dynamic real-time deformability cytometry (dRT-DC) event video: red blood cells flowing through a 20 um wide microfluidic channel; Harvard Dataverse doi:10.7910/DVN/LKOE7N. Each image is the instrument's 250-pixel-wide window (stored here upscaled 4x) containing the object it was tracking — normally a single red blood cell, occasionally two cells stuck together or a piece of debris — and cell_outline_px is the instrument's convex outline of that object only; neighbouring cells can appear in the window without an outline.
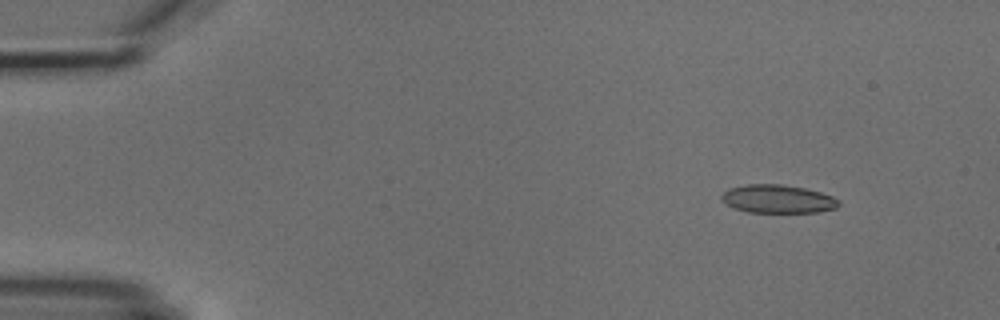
{"species": "common noctule bat (a hibernating species)", "species_latin": "Nyctalus noctula", "temperature_condition": "cold", "stored_images_in_passage": 4, "camera_frame_rate_fps": 3000, "um_per_image_px": 0.085, "animal": {"sex": "male", "body_mass_g": 18.8}, "frame": {"image": 1, "passage_image": 2, "time_ms": 1.0, "image_size_px": [1000, 320], "cell_outline_px": [[840, 204], [836, 208], [820, 212], [748, 212], [736, 208], [720, 200], [720, 196], [728, 188], [748, 184], [780, 184], [804, 188], [820, 192], [832, 196], [840, 200]], "centroid_in_image_um": [66.12, 16.91], "position_along_channel_um": 18.9, "area_um2": 19.31}}